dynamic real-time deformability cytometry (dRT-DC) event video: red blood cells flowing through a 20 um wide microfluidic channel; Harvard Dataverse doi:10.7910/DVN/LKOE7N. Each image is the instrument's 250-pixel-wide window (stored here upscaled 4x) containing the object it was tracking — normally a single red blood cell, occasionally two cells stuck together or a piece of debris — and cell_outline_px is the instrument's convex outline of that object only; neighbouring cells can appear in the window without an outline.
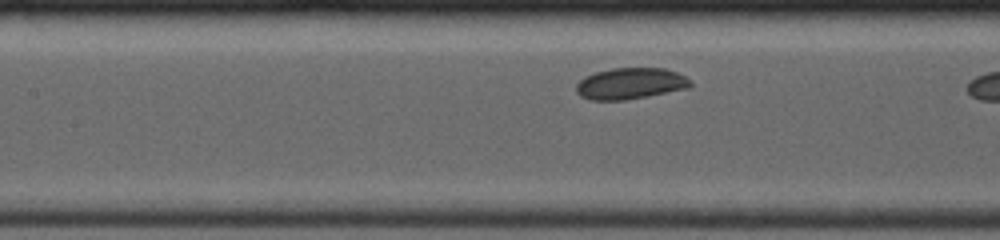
{"species": "common noctule bat (a hibernating species)", "species_latin": "Nyctalus noctula", "temperature_condition": "room temperature", "stored_images_in_passage": 17, "camera_frame_rate_fps": 4000, "um_per_image_px": 0.085, "animal": {"sex": "female", "body_mass_g": 19.0, "forearm_length_mm": 53.3}, "frame": {"image": 1, "passage_image": 13, "time_ms": 2.75, "image_size_px": [1000, 240], "cell_outline_px": [[692, 84], [688, 88], [648, 96], [624, 100], [588, 100], [580, 96], [576, 92], [576, 84], [584, 76], [596, 72], [612, 68], [664, 68], [676, 72], [684, 76]], "centroid_in_image_um": [53.53, 7.1], "position_along_channel_um": 153.9, "area_um2": 20.81}}